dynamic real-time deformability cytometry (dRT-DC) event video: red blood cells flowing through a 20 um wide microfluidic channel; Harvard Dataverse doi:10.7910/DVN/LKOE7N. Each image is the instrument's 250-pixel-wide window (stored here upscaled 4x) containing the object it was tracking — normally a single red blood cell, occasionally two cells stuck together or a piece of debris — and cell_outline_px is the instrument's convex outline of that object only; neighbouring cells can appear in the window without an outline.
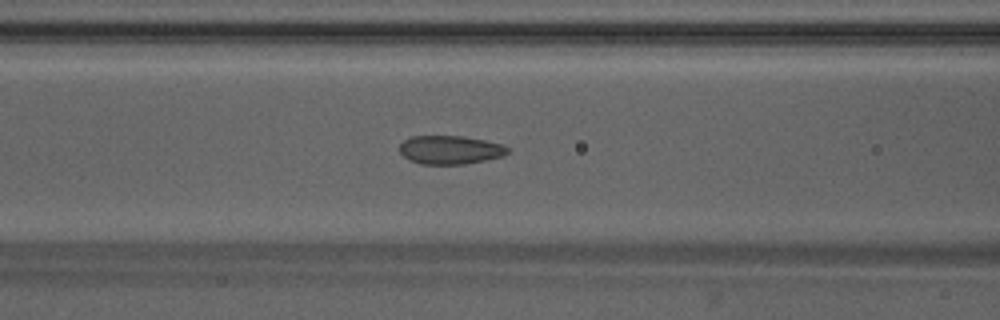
{"species": "Egyptian fruit bat (a non-hibernating species)", "species_latin": "Rousettus aegyptiacus", "temperature_condition": "warm", "stored_images_in_passage": 42, "camera_frame_rate_fps": 3000, "um_per_image_px": 0.085, "animal": {"sex": "male"}, "frame": {"image": 1, "passage_image": 14, "time_ms": 4.333, "image_size_px": [1000, 320], "cell_outline_px": [[508, 152], [504, 156], [464, 164], [420, 164], [408, 160], [400, 152], [400, 144], [404, 140], [412, 136], [464, 136], [484, 140], [500, 144], [508, 148]], "centroid_in_image_um": [38.23, 12.74], "position_along_channel_um": 128.4, "area_um2": 17.92}}
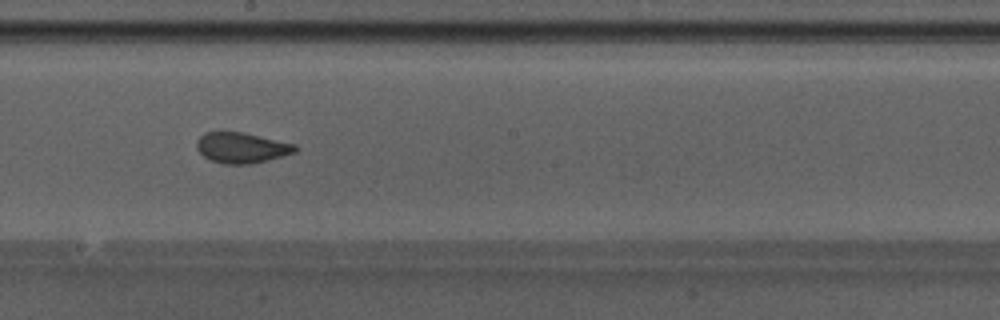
{"frame": {"image": 2, "passage_image": 21, "time_ms": 6.667, "image_size_px": [1000, 320], "cell_outline_px": [[300, 148], [296, 152], [268, 160], [248, 164], [224, 164], [212, 160], [204, 156], [196, 148], [196, 144], [200, 136], [204, 132], [244, 132], [296, 144]], "centroid_in_image_um": [20.57, 12.55], "position_along_channel_um": 227.6, "area_um2": 17.57}}
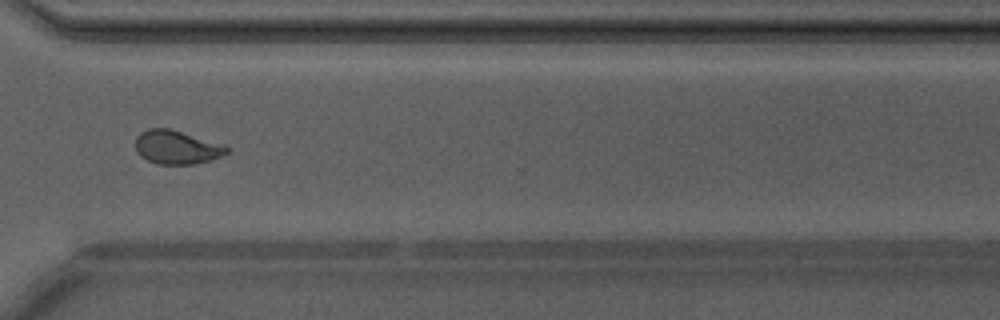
{"frame": {"image": 3, "passage_image": 30, "time_ms": 9.667, "image_size_px": [1000, 320], "cell_outline_px": [[232, 148], [228, 152], [220, 156], [196, 164], [156, 164], [140, 156], [136, 152], [136, 136], [140, 132], [148, 128], [168, 128], [224, 144]], "centroid_in_image_um": [15.01, 12.51], "position_along_channel_um": 355.6, "area_um2": 17.98}, "authors_computed_cell_mechanics": {"area_um2": 17.9758, "velocity_mm_per_s": 4.2602, "shape_relaxation_time_tau1_ms": 5.6734, "shape_relaxation_time_tau2_ms": 0.7539, "deformation_change_tau1": 0.1489, "deformation_change_tau2": 0.0449}}